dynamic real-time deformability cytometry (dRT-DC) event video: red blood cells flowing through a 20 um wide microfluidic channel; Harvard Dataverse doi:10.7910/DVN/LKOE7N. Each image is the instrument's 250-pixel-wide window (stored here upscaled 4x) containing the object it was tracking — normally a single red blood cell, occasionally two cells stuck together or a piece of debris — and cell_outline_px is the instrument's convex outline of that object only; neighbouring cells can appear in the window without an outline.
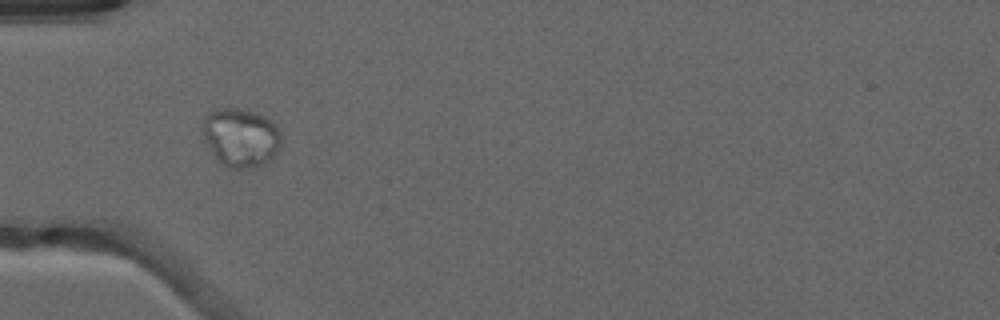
{"species": "common noctule bat (a hibernating species)", "species_latin": "Nyctalus noctula", "temperature_condition": "warm", "stored_images_in_passage": 14, "camera_frame_rate_fps": 3000, "um_per_image_px": 0.085, "animal": {"sex": "male", "forearm_length_mm": 52.5}, "frame": {"image": 1, "passage_image": 5, "time_ms": 1.333, "image_size_px": [1000, 320], "cell_outline_px": [[280, 144], [276, 152], [264, 164], [248, 168], [232, 168], [224, 164], [216, 156], [204, 136], [204, 120], [212, 112], [220, 108], [236, 108], [252, 112], [264, 116], [280, 132]], "centroid_in_image_um": [20.49, 11.68], "position_along_channel_um": 64.5, "area_um2": 25.61}}